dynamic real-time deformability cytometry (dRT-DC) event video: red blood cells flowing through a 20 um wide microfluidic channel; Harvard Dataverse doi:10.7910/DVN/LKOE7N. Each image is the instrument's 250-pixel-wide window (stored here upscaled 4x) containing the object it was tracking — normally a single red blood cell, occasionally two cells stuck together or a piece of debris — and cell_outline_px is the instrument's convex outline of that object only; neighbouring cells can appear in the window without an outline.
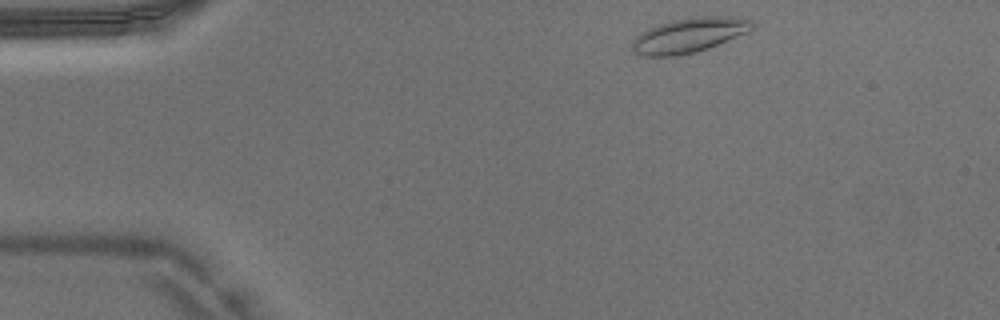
{"species": "Egyptian fruit bat (a non-hibernating species)", "species_latin": "Rousettus aegyptiacus", "temperature_condition": "warm", "stored_images_in_passage": 40, "camera_frame_rate_fps": 3000, "um_per_image_px": 0.085, "animal": {"sex": "male"}, "frame": {"image": 1, "passage_image": 1, "time_ms": 0.0, "image_size_px": [1000, 320], "cell_outline_px": [[752, 28], [748, 32], [708, 48], [696, 52], [676, 56], [644, 56], [632, 52], [632, 40], [640, 32], [648, 28], [672, 20], [692, 16], [736, 16], [752, 20]], "centroid_in_image_um": [58.55, 2.98], "position_along_channel_um": 26.5, "area_um2": 24.45}}
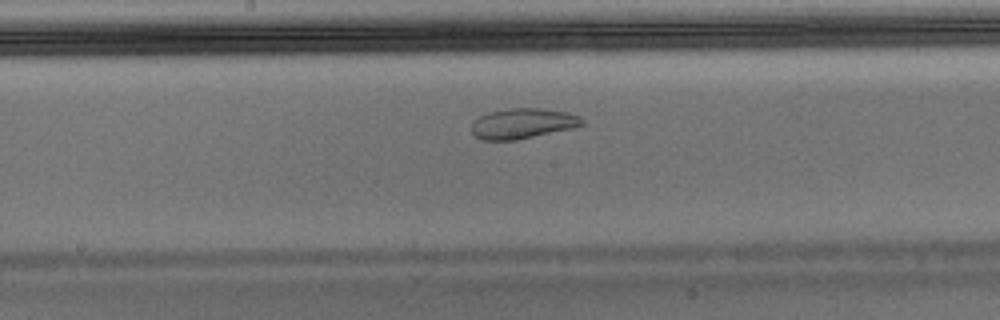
{"frame": {"image": 2, "passage_image": 18, "time_ms": 5.667, "image_size_px": [1000, 320], "cell_outline_px": [[584, 124], [572, 128], [516, 140], [480, 140], [472, 132], [472, 120], [488, 112], [508, 108], [540, 108], [568, 112], [580, 116], [584, 120]], "centroid_in_image_um": [44.41, 10.49], "position_along_channel_um": 203.8, "area_um2": 19.59}}